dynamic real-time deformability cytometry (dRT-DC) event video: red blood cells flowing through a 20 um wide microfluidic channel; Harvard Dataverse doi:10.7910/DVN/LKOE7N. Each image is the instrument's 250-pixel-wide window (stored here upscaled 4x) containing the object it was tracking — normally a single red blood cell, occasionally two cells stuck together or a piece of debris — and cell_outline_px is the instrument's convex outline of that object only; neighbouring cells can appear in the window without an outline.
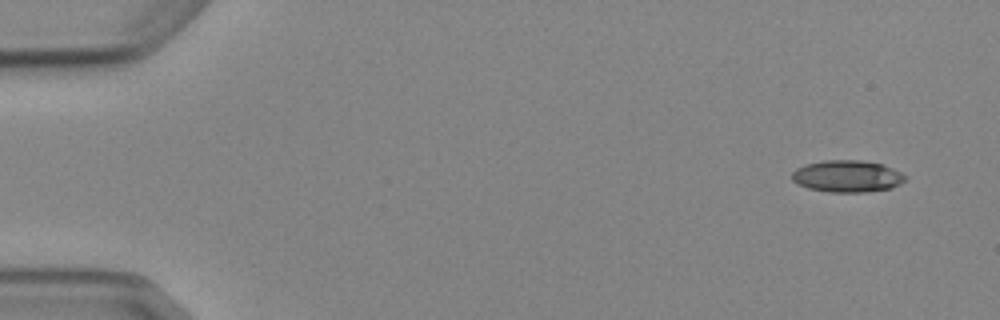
{"species": "Egyptian fruit bat (a non-hibernating species)", "species_latin": "Rousettus aegyptiacus", "temperature_condition": "cold", "stored_images_in_passage": 6, "camera_frame_rate_fps": 3000, "um_per_image_px": 0.085, "animal": {"sex": "female"}, "frame": {"image": 1, "passage_image": 1, "time_ms": 0.0, "image_size_px": [1000, 320], "cell_outline_px": [[908, 176], [900, 184], [892, 188], [864, 192], [828, 192], [808, 188], [792, 180], [792, 172], [796, 168], [804, 164], [824, 160], [860, 160], [880, 164], [892, 168]], "centroid_in_image_um": [72.0, 14.98], "position_along_channel_um": 13.0, "area_um2": 21.04}}